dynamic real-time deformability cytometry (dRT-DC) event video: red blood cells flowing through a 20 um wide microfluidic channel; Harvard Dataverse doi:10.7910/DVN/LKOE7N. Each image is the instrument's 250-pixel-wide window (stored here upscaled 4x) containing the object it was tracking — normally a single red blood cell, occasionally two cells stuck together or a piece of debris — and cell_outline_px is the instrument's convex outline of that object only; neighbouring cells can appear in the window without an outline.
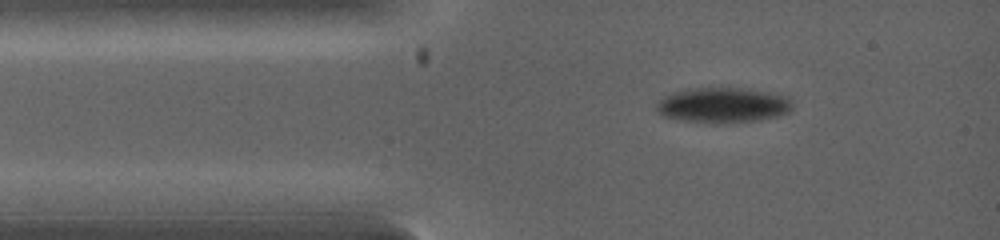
{"species": "common noctule bat (a hibernating species)", "species_latin": "Nyctalus noctula", "temperature_condition": "warm", "stored_images_in_passage": 29, "camera_frame_rate_fps": 5000, "um_per_image_px": 0.085, "animal": {"sex": "female", "body_mass_g": 19.0, "forearm_length_mm": 53.3}, "frame": {"image": 1, "passage_image": 1, "time_ms": 0.0, "image_size_px": [1000, 240], "cell_outline_px": [[792, 108], [788, 112], [776, 116], [760, 120], [684, 120], [664, 116], [656, 108], [656, 104], [664, 96], [672, 92], [684, 88], [740, 88], [772, 92], [788, 96], [792, 100]], "centroid_in_image_um": [61.48, 8.87], "position_along_channel_um": 23.5, "area_um2": 26.99}}
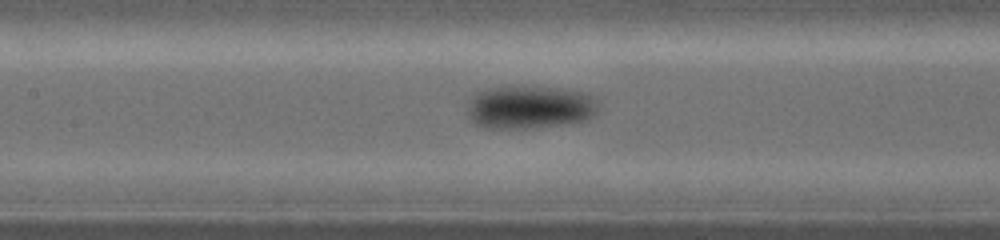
{"frame": {"image": 2, "passage_image": 17, "time_ms": 2.8, "image_size_px": [1000, 240], "cell_outline_px": [[596, 116], [588, 120], [560, 124], [528, 128], [484, 128], [476, 124], [468, 116], [468, 100], [476, 92], [488, 88], [512, 84], [536, 84], [584, 92], [592, 96], [596, 100]], "centroid_in_image_um": [45.0, 9.05], "position_along_channel_um": 162.4, "area_um2": 33.93}}
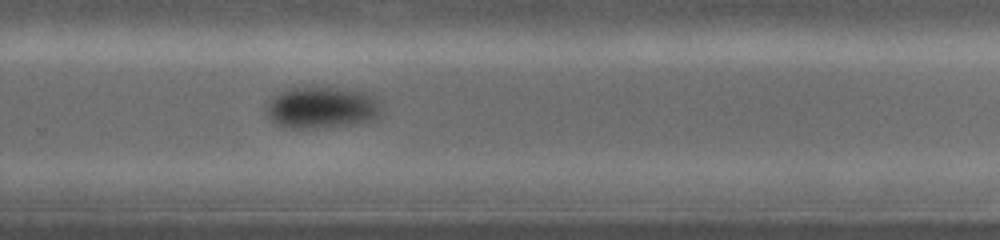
{"frame": {"image": 3, "passage_image": 29, "time_ms": 5.2, "image_size_px": [1000, 240], "cell_outline_px": [[380, 116], [376, 120], [360, 124], [312, 128], [288, 128], [276, 124], [268, 116], [264, 108], [280, 92], [296, 88], [332, 88], [368, 92], [376, 100], [380, 108]], "centroid_in_image_um": [27.39, 9.18], "position_along_channel_um": 302.4, "area_um2": 27.69}}